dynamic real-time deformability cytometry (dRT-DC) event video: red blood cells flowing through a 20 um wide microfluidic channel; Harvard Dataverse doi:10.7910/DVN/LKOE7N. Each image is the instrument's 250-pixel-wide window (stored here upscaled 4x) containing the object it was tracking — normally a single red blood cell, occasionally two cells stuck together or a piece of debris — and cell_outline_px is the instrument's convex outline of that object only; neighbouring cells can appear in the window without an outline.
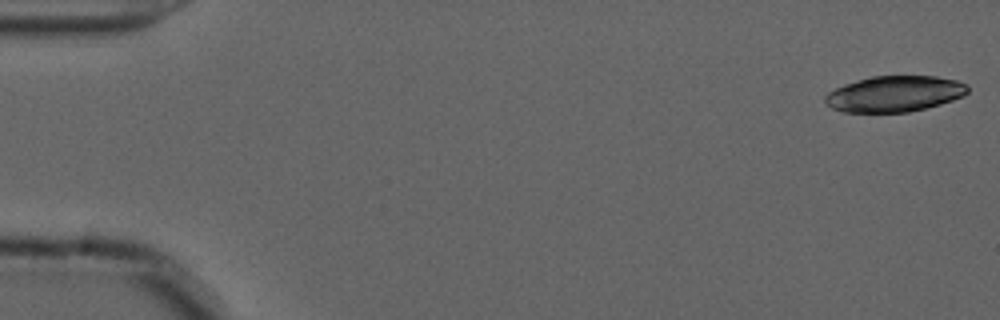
{"species": "common noctule bat (a hibernating species)", "species_latin": "Nyctalus noctula", "temperature_condition": "cold", "stored_images_in_passage": 54, "camera_frame_rate_fps": 3000, "um_per_image_px": 0.085, "animal": {"sex": "male", "forearm_length_mm": 52.5}, "frame": {"image": 1, "passage_image": 1, "time_ms": 0.0, "image_size_px": [1000, 320], "cell_outline_px": [[968, 92], [964, 96], [940, 104], [908, 112], [844, 112], [832, 108], [824, 100], [824, 96], [828, 92], [844, 84], [872, 76], [936, 76], [956, 80], [968, 84]], "centroid_in_image_um": [76.05, 7.97], "position_along_channel_um": 9.0, "area_um2": 29.77}}